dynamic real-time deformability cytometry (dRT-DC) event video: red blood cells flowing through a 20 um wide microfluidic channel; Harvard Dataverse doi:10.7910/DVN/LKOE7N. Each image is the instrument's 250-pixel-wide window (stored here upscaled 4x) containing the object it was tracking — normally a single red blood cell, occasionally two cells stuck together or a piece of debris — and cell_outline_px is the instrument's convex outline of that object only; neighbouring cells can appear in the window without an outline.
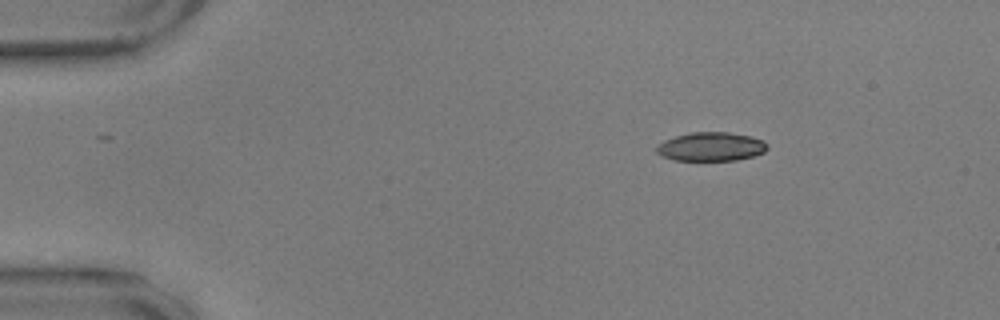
{"species": "common noctule bat (a hibernating species)", "species_latin": "Nyctalus noctula", "temperature_condition": "warm", "stored_images_in_passage": 13, "camera_frame_rate_fps": 3000, "um_per_image_px": 0.085, "animal": {"sex": "male", "body_mass_g": 17.9, "forearm_length_mm": 54.2}, "frame": {"image": 1, "passage_image": 1, "time_ms": 0.0, "image_size_px": [1000, 320], "cell_outline_px": [[768, 148], [764, 152], [752, 156], [736, 160], [676, 160], [664, 156], [656, 152], [656, 148], [664, 140], [688, 132], [728, 132], [752, 136], [764, 140], [768, 144]], "centroid_in_image_um": [60.48, 12.45], "position_along_channel_um": 24.5, "area_um2": 18.55}}
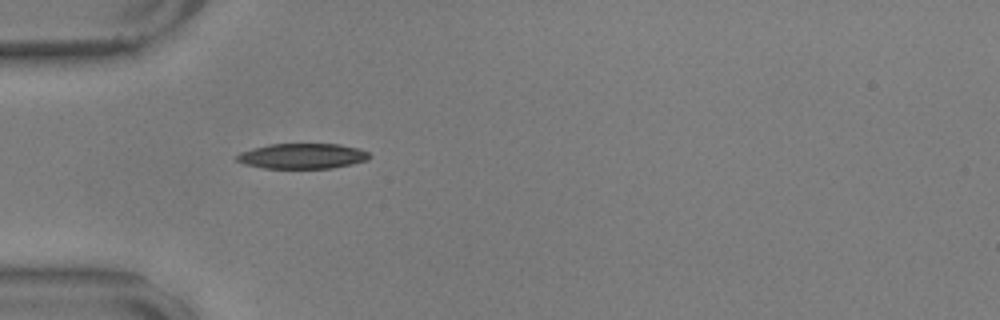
{"frame": {"image": 2, "passage_image": 10, "time_ms": 3.0, "image_size_px": [1000, 320], "cell_outline_px": [[372, 156], [368, 160], [352, 164], [332, 168], [264, 168], [244, 164], [236, 160], [236, 156], [240, 152], [252, 148], [268, 144], [340, 144], [360, 148], [368, 152]], "centroid_in_image_um": [25.73, 13.26], "position_along_channel_um": 59.3, "area_um2": 19.71}}